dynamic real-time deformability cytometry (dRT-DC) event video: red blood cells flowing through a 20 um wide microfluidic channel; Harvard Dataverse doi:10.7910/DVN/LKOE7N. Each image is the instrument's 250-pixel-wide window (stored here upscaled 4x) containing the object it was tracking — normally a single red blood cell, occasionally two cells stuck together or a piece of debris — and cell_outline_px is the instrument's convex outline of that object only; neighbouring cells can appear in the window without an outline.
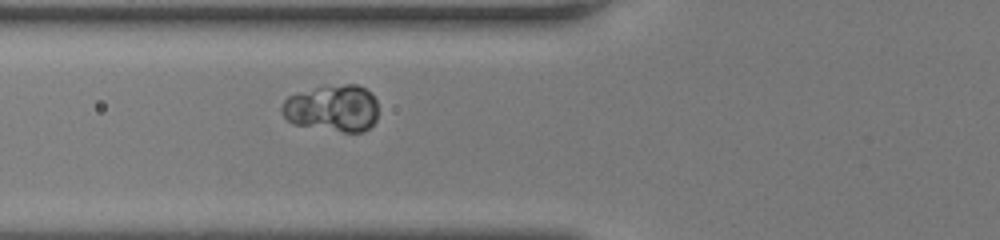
{"species": "human", "species_latin": "Homo sapiens", "temperature_condition": "room temperature", "stored_images_in_passage": 42, "camera_frame_rate_fps": 3000, "um_per_image_px": 0.085, "donor": {"sex": "female"}, "frame": {"image": 1, "passage_image": 12, "time_ms": 3.667, "image_size_px": [1000, 240], "cell_outline_px": [[376, 120], [364, 132], [344, 132], [292, 124], [280, 112], [280, 108], [284, 100], [288, 96], [300, 92], [316, 88], [344, 84], [356, 84], [364, 88], [376, 100]], "centroid_in_image_um": [28.22, 9.22], "position_along_channel_um": 97.6, "area_um2": 26.13}}
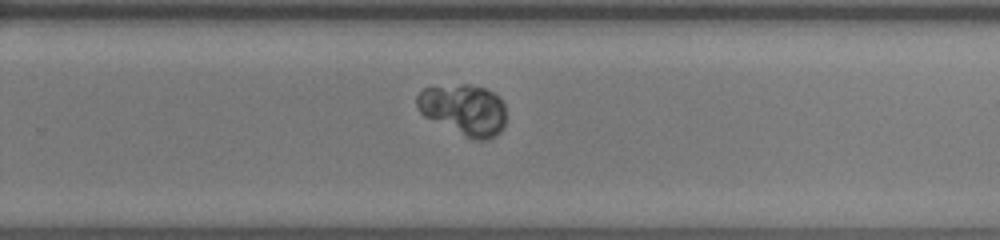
{"frame": {"image": 2, "passage_image": 26, "time_ms": 8.333, "image_size_px": [1000, 240], "cell_outline_px": [[504, 124], [500, 132], [484, 140], [476, 140], [424, 116], [416, 108], [416, 96], [424, 88], [464, 84], [468, 84], [484, 88], [492, 92], [504, 104]], "centroid_in_image_um": [39.39, 9.3], "position_along_channel_um": 290.4, "area_um2": 25.84}}
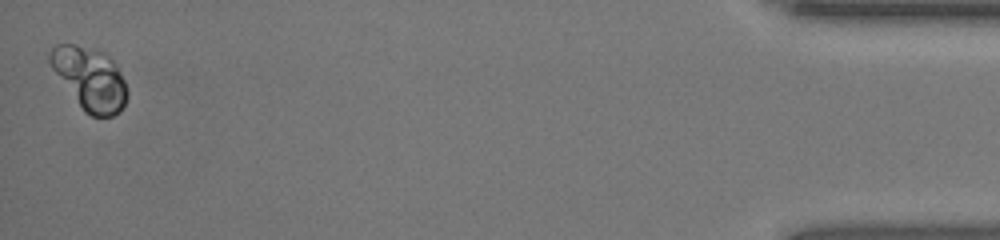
{"frame": {"image": 3, "passage_image": 42, "time_ms": 13.667, "image_size_px": [1000, 240], "cell_outline_px": [[128, 96], [120, 112], [112, 116], [92, 116], [84, 112], [52, 68], [48, 60], [48, 52], [56, 44], [76, 44], [104, 52], [116, 64], [124, 80], [128, 92]], "centroid_in_image_um": [7.64, 6.68], "position_along_channel_um": 427.6, "area_um2": 28.09}, "authors_computed_cell_mechanics": {"area_um2": 26.8192, "velocity_mm_per_s": 4.1375, "shape_relaxation_time_tau1_ms": 3.5953, "shape_relaxation_time_tau2_ms": null, "deformation_change_tau1": 0.0401, "deformation_change_tau2": null}}